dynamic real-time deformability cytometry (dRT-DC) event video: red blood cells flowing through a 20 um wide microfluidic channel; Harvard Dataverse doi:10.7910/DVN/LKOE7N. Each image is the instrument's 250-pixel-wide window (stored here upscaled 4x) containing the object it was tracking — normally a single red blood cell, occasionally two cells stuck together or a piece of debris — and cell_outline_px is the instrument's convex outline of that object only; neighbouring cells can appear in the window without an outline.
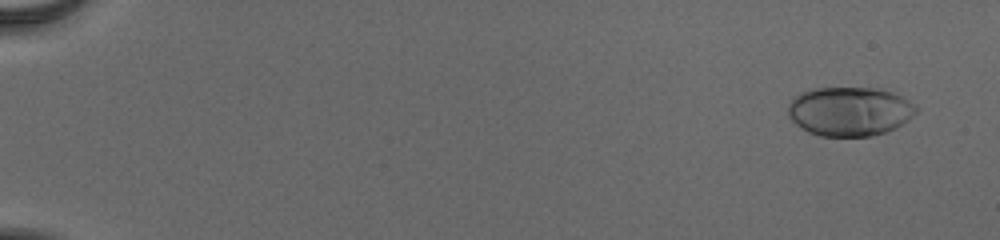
{"species": "human", "species_latin": "Homo sapiens", "temperature_condition": "cold", "stored_images_in_passage": 56, "camera_frame_rate_fps": 3000, "um_per_image_px": 0.085, "donor": {"sex": "male"}, "frame": {"image": 1, "passage_image": 4, "time_ms": 1.0, "image_size_px": [1000, 240], "cell_outline_px": [[916, 112], [908, 120], [896, 128], [888, 132], [872, 136], [820, 136], [808, 132], [796, 124], [788, 116], [788, 104], [800, 92], [816, 88], [872, 88], [892, 92], [916, 104]], "centroid_in_image_um": [72.22, 9.47], "position_along_channel_um": 12.8, "area_um2": 36.7}}
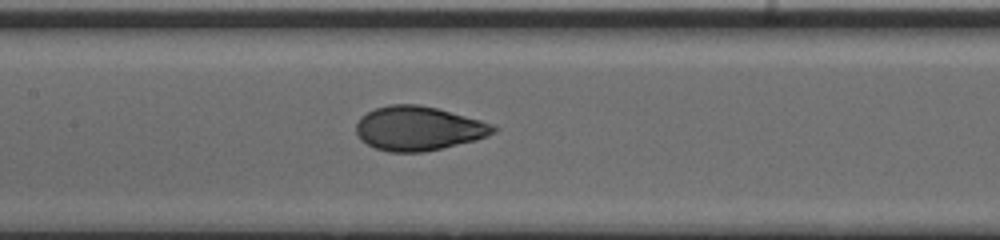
{"frame": {"image": 2, "passage_image": 30, "time_ms": 9.667, "image_size_px": [1000, 240], "cell_outline_px": [[496, 132], [476, 140], [424, 152], [388, 152], [376, 148], [360, 140], [356, 132], [356, 124], [360, 116], [376, 108], [388, 104], [416, 104], [436, 108], [496, 124]], "centroid_in_image_um": [35.56, 10.91], "position_along_channel_um": 171.8, "area_um2": 35.37}}
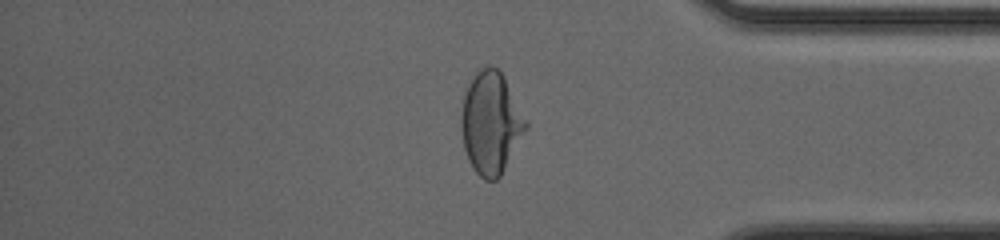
{"frame": {"image": 3, "passage_image": 48, "time_ms": 15.667, "image_size_px": [1000, 240], "cell_outline_px": [[528, 128], [500, 176], [496, 180], [484, 180], [472, 168], [468, 160], [464, 148], [460, 128], [460, 116], [464, 96], [476, 68], [496, 68], [504, 76], [528, 120]], "centroid_in_image_um": [41.73, 10.46], "position_along_channel_um": 393.5, "area_um2": 38.61}, "authors_computed_cell_mechanics": {"area_um2": 35.4603, "velocity_mm_per_s": 3.9026, "shape_relaxation_time_tau1_ms": 5.9864, "shape_relaxation_time_tau2_ms": null, "deformation_change_tau1": 0.2072, "deformation_change_tau2": null}}